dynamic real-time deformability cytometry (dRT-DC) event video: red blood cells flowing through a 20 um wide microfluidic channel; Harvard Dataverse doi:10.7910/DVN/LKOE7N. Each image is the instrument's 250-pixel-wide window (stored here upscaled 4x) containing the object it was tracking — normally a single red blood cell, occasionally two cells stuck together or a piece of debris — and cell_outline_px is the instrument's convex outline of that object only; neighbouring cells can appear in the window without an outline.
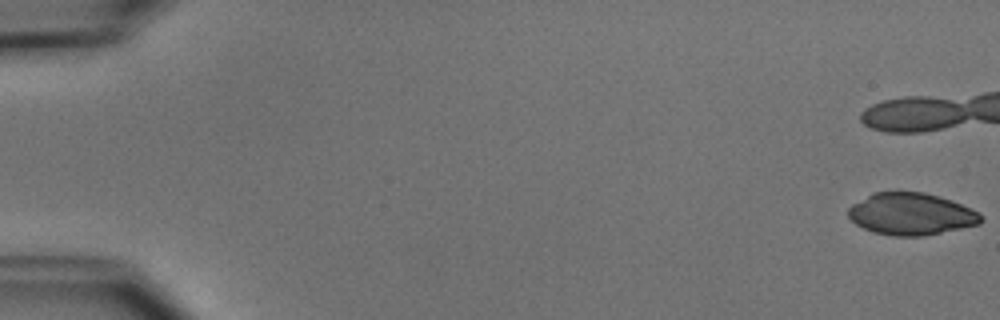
{"species": "common noctule bat (a hibernating species)", "species_latin": "Nyctalus noctula", "temperature_condition": "cold", "stored_images_in_passage": 24, "camera_frame_rate_fps": 3000, "um_per_image_px": 0.085, "animal": {"sex": "male", "body_mass_g": 15.6}, "frame": {"image": 1, "passage_image": 1, "time_ms": 0.0, "image_size_px": [1000, 320], "cell_outline_px": [[984, 220], [980, 224], [924, 236], [892, 236], [872, 232], [856, 224], [848, 216], [848, 208], [852, 204], [872, 192], [924, 192], [940, 196], [952, 200], [972, 208], [980, 212]], "centroid_in_image_um": [77.47, 18.19], "position_along_channel_um": 7.5, "area_um2": 32.77}}